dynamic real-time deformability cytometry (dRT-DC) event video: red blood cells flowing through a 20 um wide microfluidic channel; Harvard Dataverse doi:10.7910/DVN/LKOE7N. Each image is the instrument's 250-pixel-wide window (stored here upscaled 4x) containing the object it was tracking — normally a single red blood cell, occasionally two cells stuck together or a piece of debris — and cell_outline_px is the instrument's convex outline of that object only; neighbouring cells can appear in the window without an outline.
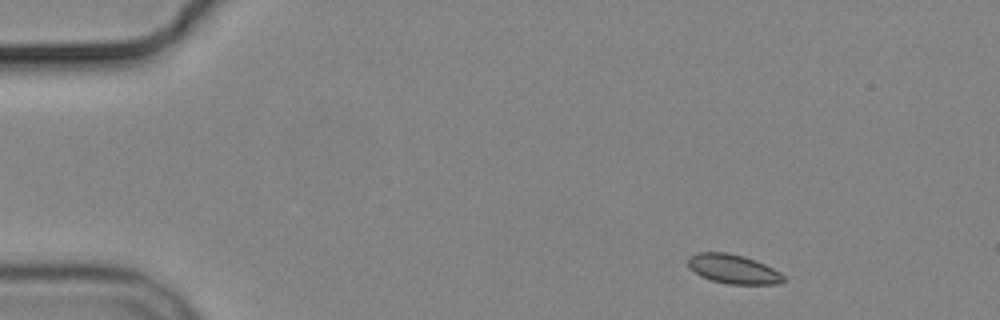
{"species": "common noctule bat (a hibernating species)", "species_latin": "Nyctalus noctula", "temperature_condition": "cold", "stored_images_in_passage": 7, "camera_frame_rate_fps": 3000, "um_per_image_px": 0.085, "animal": {"sex": "male", "body_mass_g": 19.2, "forearm_length_mm": 51.8}, "frame": {"image": 1, "passage_image": 1, "time_ms": 0.0, "image_size_px": [1000, 320], "cell_outline_px": [[788, 280], [780, 284], [728, 284], [712, 280], [700, 276], [688, 268], [688, 256], [696, 252], [728, 252], [744, 256], [756, 260], [780, 272]], "centroid_in_image_um": [62.32, 22.86], "position_along_channel_um": 22.7, "area_um2": 16.53}}
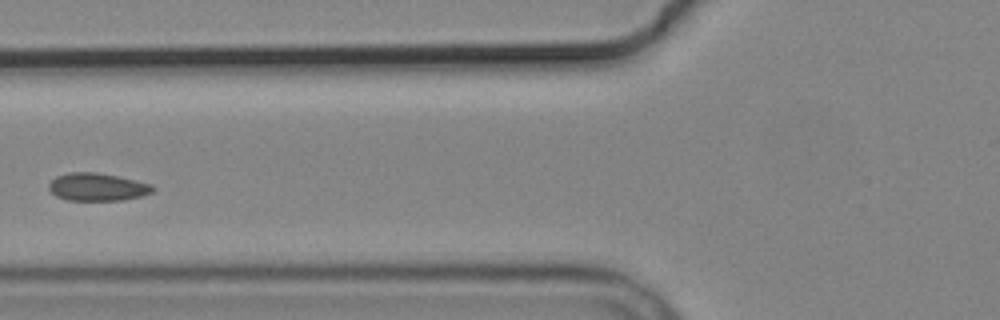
{"frame": {"image": 2, "passage_image": 5, "time_ms": 5.0, "image_size_px": [1000, 320], "cell_outline_px": [[156, 188], [152, 192], [140, 196], [120, 200], [68, 200], [56, 196], [48, 188], [48, 184], [56, 176], [68, 172], [96, 172], [116, 176], [152, 184]], "centroid_in_image_um": [8.25, 15.88], "position_along_channel_um": 117.5, "area_um2": 16.7}}
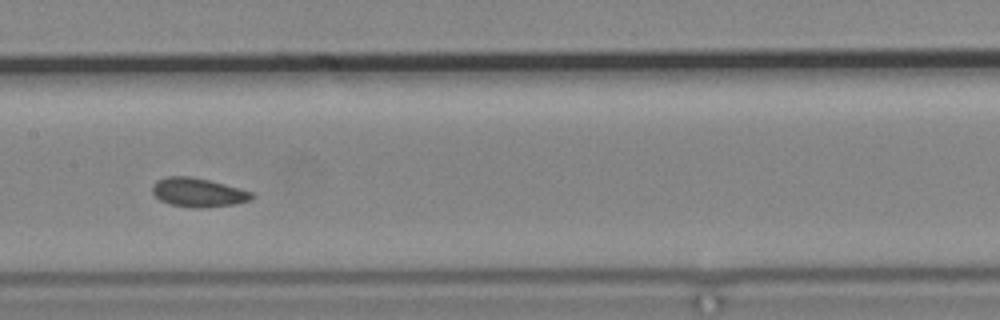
{"frame": {"image": 3, "passage_image": 7, "time_ms": 7.0, "image_size_px": [1000, 320], "cell_outline_px": [[256, 196], [252, 200], [236, 204], [208, 208], [192, 208], [172, 204], [160, 200], [152, 192], [152, 184], [156, 180], [168, 176], [192, 176], [240, 188], [252, 192]], "centroid_in_image_um": [16.87, 16.36], "position_along_channel_um": 190.5, "area_um2": 16.99}}